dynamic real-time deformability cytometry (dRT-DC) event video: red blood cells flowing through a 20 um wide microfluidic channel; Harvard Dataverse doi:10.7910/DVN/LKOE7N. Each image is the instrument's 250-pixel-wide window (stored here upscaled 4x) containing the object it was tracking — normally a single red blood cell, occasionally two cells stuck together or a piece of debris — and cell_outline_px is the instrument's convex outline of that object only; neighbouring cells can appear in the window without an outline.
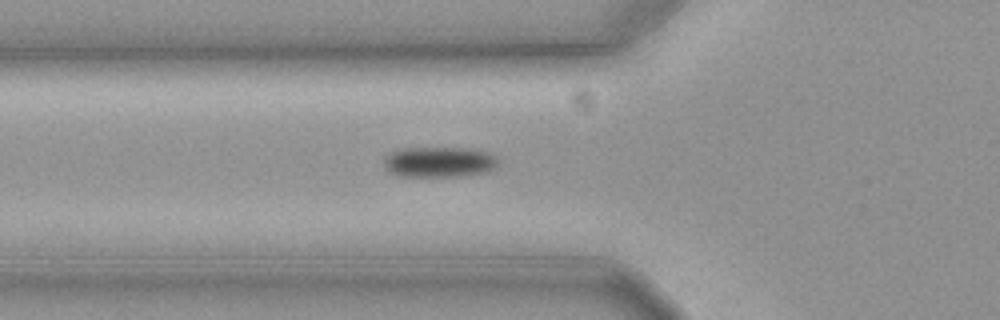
{"species": "common noctule bat (a hibernating species)", "species_latin": "Nyctalus noctula", "temperature_condition": "cold", "stored_images_in_passage": 37, "camera_frame_rate_fps": 3000, "um_per_image_px": 0.085, "animal": {"sex": "female", "body_mass_g": 19.3, "forearm_length_mm": 54.1}, "frame": {"image": 1, "passage_image": 2, "time_ms": 0.333, "image_size_px": [1000, 320], "cell_outline_px": [[496, 164], [488, 172], [464, 176], [404, 176], [388, 172], [384, 164], [384, 156], [400, 148], [472, 148], [488, 152], [496, 156]], "centroid_in_image_um": [37.32, 13.76], "position_along_channel_um": 88.5, "area_um2": 20.35}}
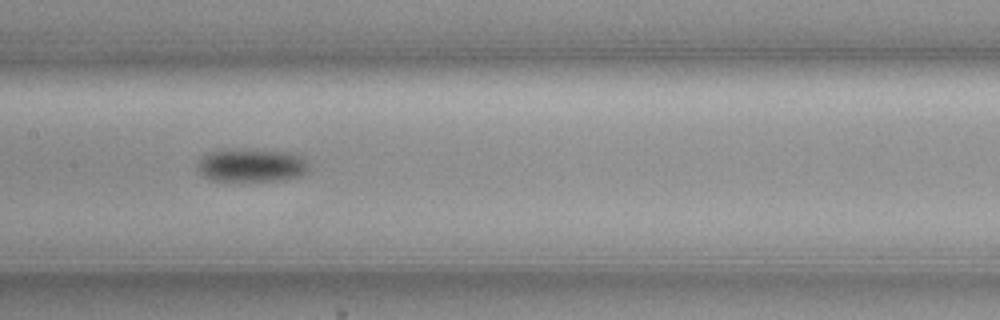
{"frame": {"image": 2, "passage_image": 10, "time_ms": 3.0, "image_size_px": [1000, 320], "cell_outline_px": [[308, 168], [300, 176], [280, 180], [212, 180], [204, 176], [200, 172], [196, 160], [208, 152], [224, 148], [252, 148], [296, 152], [308, 164]], "centroid_in_image_um": [21.35, 13.99], "position_along_channel_um": 186.1, "area_um2": 22.02}}
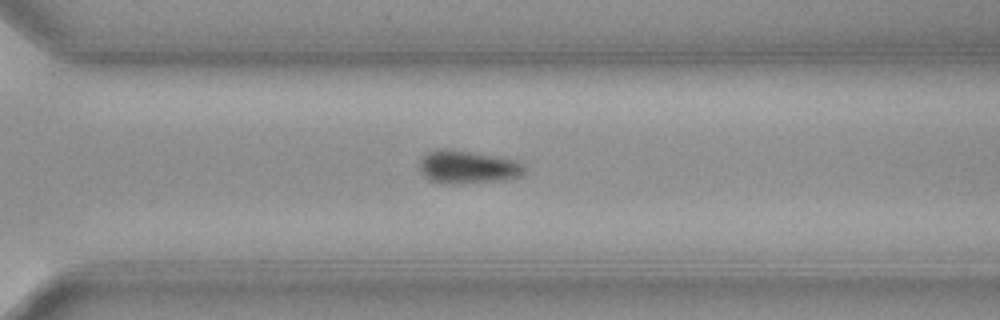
{"frame": {"image": 3, "passage_image": 22, "time_ms": 7.0, "image_size_px": [1000, 320], "cell_outline_px": [[524, 168], [516, 176], [504, 180], [460, 184], [448, 184], [432, 180], [424, 176], [420, 168], [420, 160], [428, 152], [436, 148], [444, 148], [472, 152], [516, 160], [524, 164]], "centroid_in_image_um": [39.71, 14.19], "position_along_channel_um": 330.9, "area_um2": 19.94}}